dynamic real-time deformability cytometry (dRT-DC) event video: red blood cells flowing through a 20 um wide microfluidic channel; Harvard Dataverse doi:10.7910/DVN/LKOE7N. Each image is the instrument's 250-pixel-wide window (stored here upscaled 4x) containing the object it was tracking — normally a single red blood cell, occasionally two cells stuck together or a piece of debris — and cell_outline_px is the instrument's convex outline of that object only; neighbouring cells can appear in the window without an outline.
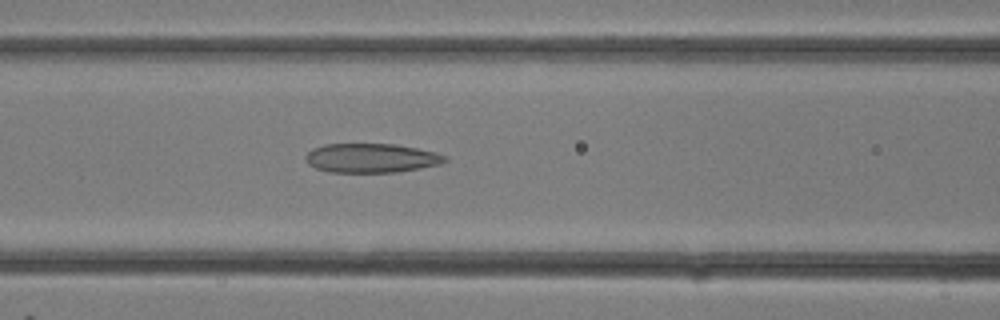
{"species": "common noctule bat (a hibernating species)", "species_latin": "Nyctalus noctula", "temperature_condition": "room temperature", "stored_images_in_passage": 25, "camera_frame_rate_fps": 3000, "um_per_image_px": 0.085, "animal": {"sex": "female"}, "frame": {"image": 1, "passage_image": 6, "time_ms": 1.667, "image_size_px": [1000, 320], "cell_outline_px": [[448, 160], [440, 164], [420, 168], [396, 172], [328, 172], [316, 168], [308, 164], [304, 156], [312, 148], [324, 144], [396, 144], [436, 152], [448, 156]], "centroid_in_image_um": [31.56, 13.43], "position_along_channel_um": 135.0, "area_um2": 23.81}}
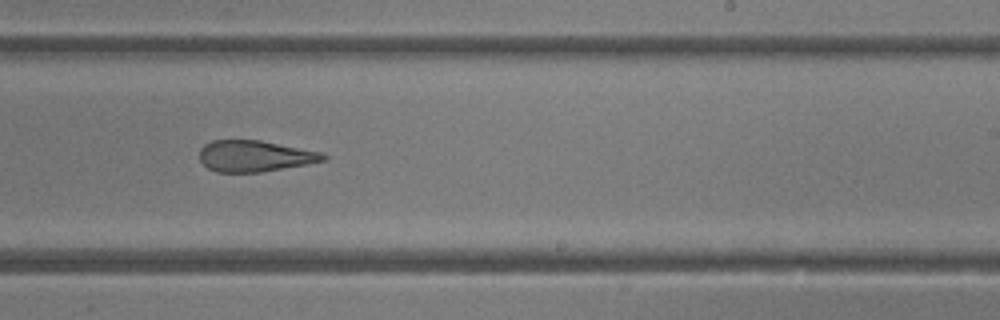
{"frame": {"image": 2, "passage_image": 12, "time_ms": 3.667, "image_size_px": [1000, 320], "cell_outline_px": [[328, 160], [260, 172], [216, 172], [208, 168], [200, 160], [200, 148], [204, 144], [212, 140], [260, 140], [320, 152], [328, 156]], "centroid_in_image_um": [21.63, 13.26], "position_along_channel_um": 267.4, "area_um2": 22.37}}
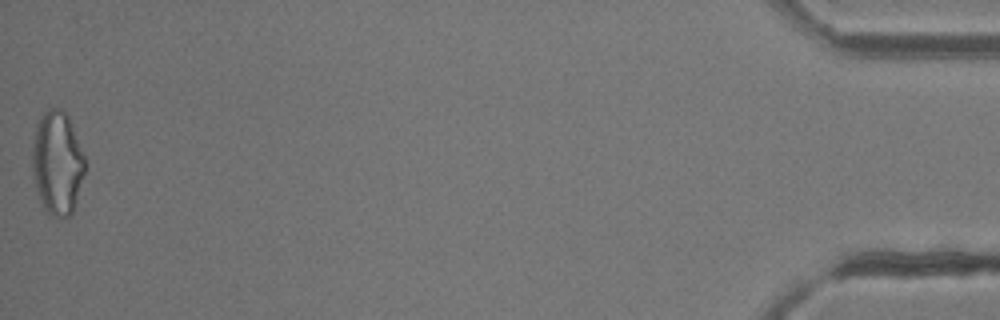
{"frame": {"image": 3, "passage_image": 24, "time_ms": 7.667, "image_size_px": [1000, 320], "cell_outline_px": [[84, 176], [72, 216], [60, 220], [48, 216], [40, 200], [32, 176], [32, 148], [36, 124], [44, 112], [48, 108], [60, 108], [68, 116], [84, 156]], "centroid_in_image_um": [4.85, 13.93], "position_along_channel_um": 430.3, "area_um2": 32.19}}